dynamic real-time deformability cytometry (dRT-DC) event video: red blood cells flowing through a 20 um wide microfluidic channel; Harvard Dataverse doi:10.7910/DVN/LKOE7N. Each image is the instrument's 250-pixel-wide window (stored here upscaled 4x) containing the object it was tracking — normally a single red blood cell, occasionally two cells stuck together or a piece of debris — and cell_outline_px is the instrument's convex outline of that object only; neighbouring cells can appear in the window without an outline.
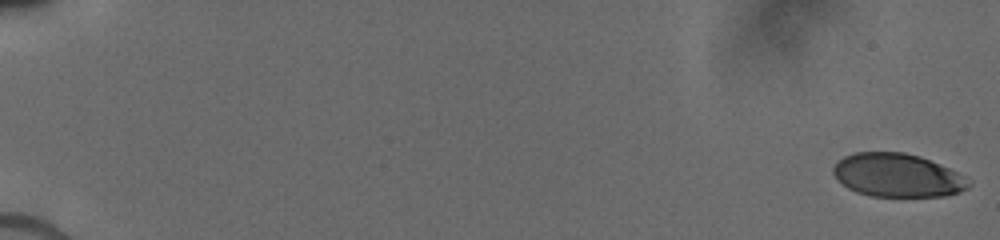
{"species": "human", "species_latin": "Homo sapiens", "temperature_condition": "cold", "stored_images_in_passage": 42, "camera_frame_rate_fps": 3000, "um_per_image_px": 0.085, "donor": {"sex": "male"}, "frame": {"image": 1, "passage_image": 1, "time_ms": 0.0, "image_size_px": [1000, 240], "cell_outline_px": [[972, 184], [968, 188], [960, 192], [944, 196], [872, 196], [856, 192], [848, 188], [836, 180], [832, 172], [832, 168], [836, 160], [844, 156], [856, 152], [904, 152], [920, 156], [948, 168], [956, 172]], "centroid_in_image_um": [76.22, 14.9], "position_along_channel_um": 8.8, "area_um2": 34.28}}
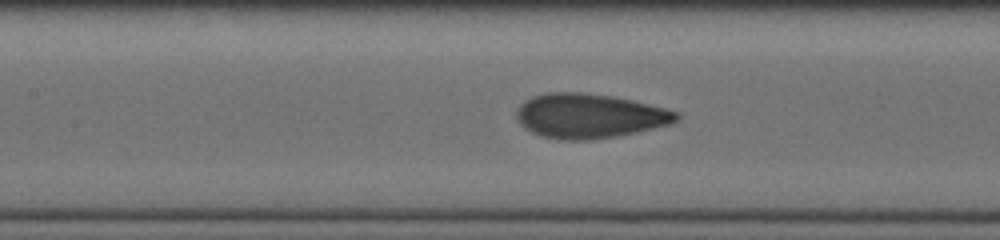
{"frame": {"image": 2, "passage_image": 24, "time_ms": 8.667, "image_size_px": [1000, 240], "cell_outline_px": [[680, 116], [672, 124], [636, 132], [616, 136], [592, 140], [564, 140], [540, 136], [524, 128], [520, 124], [516, 116], [516, 112], [520, 104], [524, 100], [532, 96], [548, 92], [580, 92], [608, 96], [628, 100], [664, 108], [680, 112]], "centroid_in_image_um": [50.06, 9.86], "position_along_channel_um": 157.3, "area_um2": 41.33}}
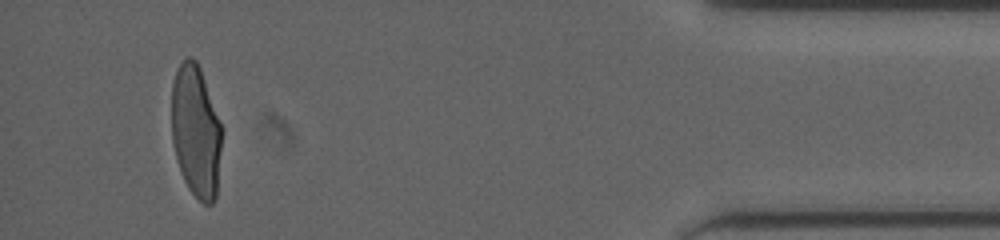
{"frame": {"image": 3, "passage_image": 42, "time_ms": 16.333, "image_size_px": [1000, 240], "cell_outline_px": [[220, 148], [216, 200], [212, 204], [204, 204], [188, 188], [184, 180], [176, 156], [172, 140], [172, 84], [176, 72], [184, 56], [192, 56], [196, 60], [200, 68], [220, 124]], "centroid_in_image_um": [16.63, 11.15], "position_along_channel_um": 418.6, "area_um2": 38.03}}